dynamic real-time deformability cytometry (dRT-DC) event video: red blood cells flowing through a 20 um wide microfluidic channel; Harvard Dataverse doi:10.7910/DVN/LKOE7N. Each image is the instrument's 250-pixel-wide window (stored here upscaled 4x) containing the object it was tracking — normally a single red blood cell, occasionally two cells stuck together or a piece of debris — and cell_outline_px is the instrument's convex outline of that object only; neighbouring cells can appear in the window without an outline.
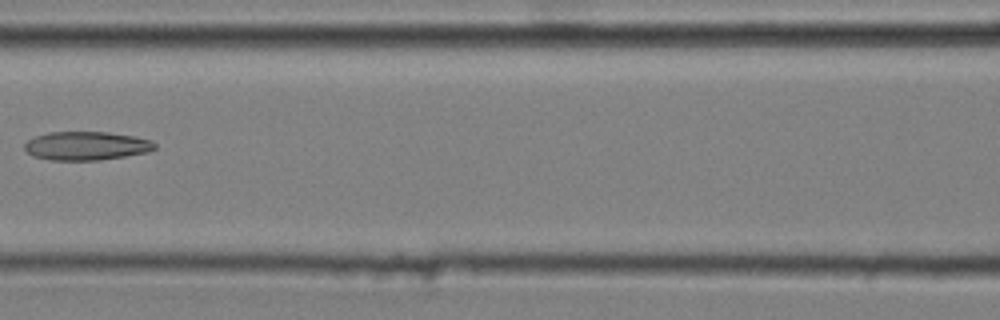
{"species": "common noctule bat (a hibernating species)", "species_latin": "Nyctalus noctula", "temperature_condition": "cold", "stored_images_in_passage": 10, "camera_frame_rate_fps": 3000, "um_per_image_px": 0.085, "animal": {"sex": "male", "body_mass_g": 20.4}, "frame": {"image": 1, "passage_image": 6, "time_ms": 1.667, "image_size_px": [1000, 320], "cell_outline_px": [[156, 148], [148, 152], [100, 160], [48, 160], [32, 156], [24, 148], [24, 144], [28, 140], [36, 136], [48, 132], [108, 132], [136, 136], [152, 140], [156, 144]], "centroid_in_image_um": [7.35, 12.39], "position_along_channel_um": 159.2, "area_um2": 21.85}}
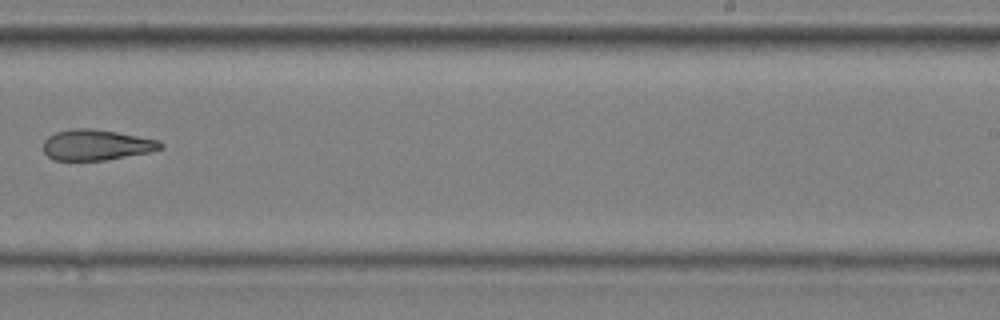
{"frame": {"image": 2, "passage_image": 9, "time_ms": 2.667, "image_size_px": [1000, 320], "cell_outline_px": [[164, 148], [148, 152], [104, 160], [52, 160], [44, 152], [44, 140], [48, 136], [56, 132], [72, 128], [92, 128], [116, 132], [160, 140], [164, 144]], "centroid_in_image_um": [8.19, 12.31], "position_along_channel_um": 280.8, "area_um2": 20.92}}
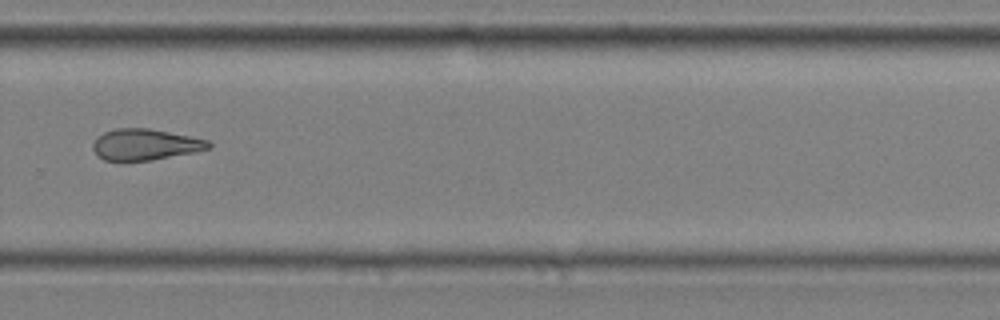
{"frame": {"image": 3, "passage_image": 10, "time_ms": 3.0, "image_size_px": [1000, 320], "cell_outline_px": [[212, 148], [196, 152], [152, 160], [104, 160], [92, 148], [92, 144], [104, 132], [116, 128], [148, 128], [208, 140], [212, 144]], "centroid_in_image_um": [12.39, 12.28], "position_along_channel_um": 317.4, "area_um2": 20.75}}